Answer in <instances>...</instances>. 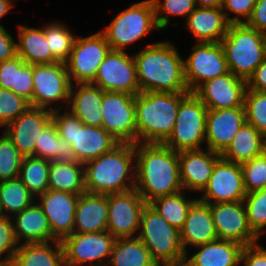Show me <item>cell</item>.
Listing matches in <instances>:
<instances>
[{"label":"cell","mask_w":266,"mask_h":266,"mask_svg":"<svg viewBox=\"0 0 266 266\" xmlns=\"http://www.w3.org/2000/svg\"><path fill=\"white\" fill-rule=\"evenodd\" d=\"M221 154L207 149L179 152V172L183 190L203 191Z\"/></svg>","instance_id":"23"},{"label":"cell","mask_w":266,"mask_h":266,"mask_svg":"<svg viewBox=\"0 0 266 266\" xmlns=\"http://www.w3.org/2000/svg\"><path fill=\"white\" fill-rule=\"evenodd\" d=\"M156 266H194L192 261L187 257V254L170 261L158 262Z\"/></svg>","instance_id":"53"},{"label":"cell","mask_w":266,"mask_h":266,"mask_svg":"<svg viewBox=\"0 0 266 266\" xmlns=\"http://www.w3.org/2000/svg\"><path fill=\"white\" fill-rule=\"evenodd\" d=\"M12 219L14 234L17 243H43L53 241V234L50 229L47 217L41 206L35 201L26 209L17 213Z\"/></svg>","instance_id":"28"},{"label":"cell","mask_w":266,"mask_h":266,"mask_svg":"<svg viewBox=\"0 0 266 266\" xmlns=\"http://www.w3.org/2000/svg\"><path fill=\"white\" fill-rule=\"evenodd\" d=\"M14 6L11 0H0V19L9 13V10ZM3 27V25L0 24Z\"/></svg>","instance_id":"55"},{"label":"cell","mask_w":266,"mask_h":266,"mask_svg":"<svg viewBox=\"0 0 266 266\" xmlns=\"http://www.w3.org/2000/svg\"><path fill=\"white\" fill-rule=\"evenodd\" d=\"M261 38H262V45H263L264 54L266 57V30L261 32Z\"/></svg>","instance_id":"57"},{"label":"cell","mask_w":266,"mask_h":266,"mask_svg":"<svg viewBox=\"0 0 266 266\" xmlns=\"http://www.w3.org/2000/svg\"><path fill=\"white\" fill-rule=\"evenodd\" d=\"M11 217L0 216V262L12 260L18 248ZM5 255L3 258L1 256ZM2 258V259H1Z\"/></svg>","instance_id":"47"},{"label":"cell","mask_w":266,"mask_h":266,"mask_svg":"<svg viewBox=\"0 0 266 266\" xmlns=\"http://www.w3.org/2000/svg\"><path fill=\"white\" fill-rule=\"evenodd\" d=\"M184 80L189 92L204 82L229 72L220 42H197L192 53L183 60Z\"/></svg>","instance_id":"13"},{"label":"cell","mask_w":266,"mask_h":266,"mask_svg":"<svg viewBox=\"0 0 266 266\" xmlns=\"http://www.w3.org/2000/svg\"><path fill=\"white\" fill-rule=\"evenodd\" d=\"M218 239L249 246L260 239L250 228L243 201L209 204Z\"/></svg>","instance_id":"17"},{"label":"cell","mask_w":266,"mask_h":266,"mask_svg":"<svg viewBox=\"0 0 266 266\" xmlns=\"http://www.w3.org/2000/svg\"><path fill=\"white\" fill-rule=\"evenodd\" d=\"M44 33L52 55L59 62H66L71 54L76 37L62 23L45 24Z\"/></svg>","instance_id":"40"},{"label":"cell","mask_w":266,"mask_h":266,"mask_svg":"<svg viewBox=\"0 0 266 266\" xmlns=\"http://www.w3.org/2000/svg\"><path fill=\"white\" fill-rule=\"evenodd\" d=\"M84 178L86 192L94 194L108 195L135 188V144L119 143L111 151L85 163Z\"/></svg>","instance_id":"3"},{"label":"cell","mask_w":266,"mask_h":266,"mask_svg":"<svg viewBox=\"0 0 266 266\" xmlns=\"http://www.w3.org/2000/svg\"><path fill=\"white\" fill-rule=\"evenodd\" d=\"M242 244L216 239L206 244L195 246L197 251L189 259L194 266H240Z\"/></svg>","instance_id":"33"},{"label":"cell","mask_w":266,"mask_h":266,"mask_svg":"<svg viewBox=\"0 0 266 266\" xmlns=\"http://www.w3.org/2000/svg\"><path fill=\"white\" fill-rule=\"evenodd\" d=\"M180 239L186 254L189 245L195 247L218 239L209 204L199 199L192 204L180 230Z\"/></svg>","instance_id":"24"},{"label":"cell","mask_w":266,"mask_h":266,"mask_svg":"<svg viewBox=\"0 0 266 266\" xmlns=\"http://www.w3.org/2000/svg\"><path fill=\"white\" fill-rule=\"evenodd\" d=\"M115 240L116 238L107 230L96 233H72L61 241L65 266H82L86 262L91 266L108 265L107 258H110Z\"/></svg>","instance_id":"12"},{"label":"cell","mask_w":266,"mask_h":266,"mask_svg":"<svg viewBox=\"0 0 266 266\" xmlns=\"http://www.w3.org/2000/svg\"><path fill=\"white\" fill-rule=\"evenodd\" d=\"M48 186L52 190L83 194L86 192L84 164L79 162L58 164L50 161Z\"/></svg>","instance_id":"36"},{"label":"cell","mask_w":266,"mask_h":266,"mask_svg":"<svg viewBox=\"0 0 266 266\" xmlns=\"http://www.w3.org/2000/svg\"><path fill=\"white\" fill-rule=\"evenodd\" d=\"M91 83L103 91L137 95L140 88L133 55L129 56L125 51L111 49Z\"/></svg>","instance_id":"16"},{"label":"cell","mask_w":266,"mask_h":266,"mask_svg":"<svg viewBox=\"0 0 266 266\" xmlns=\"http://www.w3.org/2000/svg\"><path fill=\"white\" fill-rule=\"evenodd\" d=\"M137 237L144 243L158 263L186 255L180 231L170 225L149 203L146 204Z\"/></svg>","instance_id":"8"},{"label":"cell","mask_w":266,"mask_h":266,"mask_svg":"<svg viewBox=\"0 0 266 266\" xmlns=\"http://www.w3.org/2000/svg\"><path fill=\"white\" fill-rule=\"evenodd\" d=\"M0 88L13 91L32 106L33 65L18 55L0 63Z\"/></svg>","instance_id":"31"},{"label":"cell","mask_w":266,"mask_h":266,"mask_svg":"<svg viewBox=\"0 0 266 266\" xmlns=\"http://www.w3.org/2000/svg\"><path fill=\"white\" fill-rule=\"evenodd\" d=\"M108 203L106 194L84 192L76 205L73 233H96L107 230Z\"/></svg>","instance_id":"25"},{"label":"cell","mask_w":266,"mask_h":266,"mask_svg":"<svg viewBox=\"0 0 266 266\" xmlns=\"http://www.w3.org/2000/svg\"><path fill=\"white\" fill-rule=\"evenodd\" d=\"M246 194L266 187V152L240 164Z\"/></svg>","instance_id":"45"},{"label":"cell","mask_w":266,"mask_h":266,"mask_svg":"<svg viewBox=\"0 0 266 266\" xmlns=\"http://www.w3.org/2000/svg\"><path fill=\"white\" fill-rule=\"evenodd\" d=\"M13 259L19 266H65L62 243L58 240L21 243Z\"/></svg>","instance_id":"32"},{"label":"cell","mask_w":266,"mask_h":266,"mask_svg":"<svg viewBox=\"0 0 266 266\" xmlns=\"http://www.w3.org/2000/svg\"><path fill=\"white\" fill-rule=\"evenodd\" d=\"M109 266H156L157 262L138 238H117L114 242Z\"/></svg>","instance_id":"35"},{"label":"cell","mask_w":266,"mask_h":266,"mask_svg":"<svg viewBox=\"0 0 266 266\" xmlns=\"http://www.w3.org/2000/svg\"><path fill=\"white\" fill-rule=\"evenodd\" d=\"M34 156L58 164L78 162L72 146L59 136L53 120L41 130L40 137L36 140Z\"/></svg>","instance_id":"34"},{"label":"cell","mask_w":266,"mask_h":266,"mask_svg":"<svg viewBox=\"0 0 266 266\" xmlns=\"http://www.w3.org/2000/svg\"><path fill=\"white\" fill-rule=\"evenodd\" d=\"M15 56H17L16 41L4 26H0V63L13 59Z\"/></svg>","instance_id":"50"},{"label":"cell","mask_w":266,"mask_h":266,"mask_svg":"<svg viewBox=\"0 0 266 266\" xmlns=\"http://www.w3.org/2000/svg\"><path fill=\"white\" fill-rule=\"evenodd\" d=\"M230 23L222 7H196L187 17L186 28L198 42L217 43L226 35Z\"/></svg>","instance_id":"26"},{"label":"cell","mask_w":266,"mask_h":266,"mask_svg":"<svg viewBox=\"0 0 266 266\" xmlns=\"http://www.w3.org/2000/svg\"><path fill=\"white\" fill-rule=\"evenodd\" d=\"M199 200L206 204L244 201L246 190L240 164L222 158L215 164Z\"/></svg>","instance_id":"18"},{"label":"cell","mask_w":266,"mask_h":266,"mask_svg":"<svg viewBox=\"0 0 266 266\" xmlns=\"http://www.w3.org/2000/svg\"><path fill=\"white\" fill-rule=\"evenodd\" d=\"M247 81L230 71L201 84L193 93L207 109L244 107Z\"/></svg>","instance_id":"19"},{"label":"cell","mask_w":266,"mask_h":266,"mask_svg":"<svg viewBox=\"0 0 266 266\" xmlns=\"http://www.w3.org/2000/svg\"><path fill=\"white\" fill-rule=\"evenodd\" d=\"M243 203L249 226L260 238L266 227V187L246 194Z\"/></svg>","instance_id":"41"},{"label":"cell","mask_w":266,"mask_h":266,"mask_svg":"<svg viewBox=\"0 0 266 266\" xmlns=\"http://www.w3.org/2000/svg\"><path fill=\"white\" fill-rule=\"evenodd\" d=\"M246 24L259 32L266 30V0H256L252 15Z\"/></svg>","instance_id":"51"},{"label":"cell","mask_w":266,"mask_h":266,"mask_svg":"<svg viewBox=\"0 0 266 266\" xmlns=\"http://www.w3.org/2000/svg\"><path fill=\"white\" fill-rule=\"evenodd\" d=\"M244 108L246 123L266 138V92L246 90Z\"/></svg>","instance_id":"42"},{"label":"cell","mask_w":266,"mask_h":266,"mask_svg":"<svg viewBox=\"0 0 266 266\" xmlns=\"http://www.w3.org/2000/svg\"><path fill=\"white\" fill-rule=\"evenodd\" d=\"M220 43L228 70L245 81L253 75L255 69L266 58L261 32L246 23L230 24Z\"/></svg>","instance_id":"6"},{"label":"cell","mask_w":266,"mask_h":266,"mask_svg":"<svg viewBox=\"0 0 266 266\" xmlns=\"http://www.w3.org/2000/svg\"><path fill=\"white\" fill-rule=\"evenodd\" d=\"M19 178L0 182V211L2 215L13 217L36 200Z\"/></svg>","instance_id":"37"},{"label":"cell","mask_w":266,"mask_h":266,"mask_svg":"<svg viewBox=\"0 0 266 266\" xmlns=\"http://www.w3.org/2000/svg\"><path fill=\"white\" fill-rule=\"evenodd\" d=\"M51 120V110L29 106L5 127L4 132L23 156H34L36 140Z\"/></svg>","instance_id":"21"},{"label":"cell","mask_w":266,"mask_h":266,"mask_svg":"<svg viewBox=\"0 0 266 266\" xmlns=\"http://www.w3.org/2000/svg\"><path fill=\"white\" fill-rule=\"evenodd\" d=\"M71 82L64 62L33 65L32 106L53 111L52 103H69Z\"/></svg>","instance_id":"14"},{"label":"cell","mask_w":266,"mask_h":266,"mask_svg":"<svg viewBox=\"0 0 266 266\" xmlns=\"http://www.w3.org/2000/svg\"><path fill=\"white\" fill-rule=\"evenodd\" d=\"M37 198H39L38 204L47 217L53 234V241H62L65 237L71 235L73 233L75 210L79 195L48 189Z\"/></svg>","instance_id":"20"},{"label":"cell","mask_w":266,"mask_h":266,"mask_svg":"<svg viewBox=\"0 0 266 266\" xmlns=\"http://www.w3.org/2000/svg\"><path fill=\"white\" fill-rule=\"evenodd\" d=\"M140 92H189L183 60L170 42H156L133 55Z\"/></svg>","instance_id":"2"},{"label":"cell","mask_w":266,"mask_h":266,"mask_svg":"<svg viewBox=\"0 0 266 266\" xmlns=\"http://www.w3.org/2000/svg\"><path fill=\"white\" fill-rule=\"evenodd\" d=\"M184 190L175 194L161 196L149 204L174 228L182 229L188 210L197 199H186Z\"/></svg>","instance_id":"38"},{"label":"cell","mask_w":266,"mask_h":266,"mask_svg":"<svg viewBox=\"0 0 266 266\" xmlns=\"http://www.w3.org/2000/svg\"><path fill=\"white\" fill-rule=\"evenodd\" d=\"M17 55L27 64H54L59 62L49 48L44 27L41 29L18 25Z\"/></svg>","instance_id":"30"},{"label":"cell","mask_w":266,"mask_h":266,"mask_svg":"<svg viewBox=\"0 0 266 266\" xmlns=\"http://www.w3.org/2000/svg\"><path fill=\"white\" fill-rule=\"evenodd\" d=\"M135 190L146 203L183 191L179 152L161 143H136Z\"/></svg>","instance_id":"1"},{"label":"cell","mask_w":266,"mask_h":266,"mask_svg":"<svg viewBox=\"0 0 266 266\" xmlns=\"http://www.w3.org/2000/svg\"><path fill=\"white\" fill-rule=\"evenodd\" d=\"M266 266V248L258 243L244 246L240 256V265Z\"/></svg>","instance_id":"49"},{"label":"cell","mask_w":266,"mask_h":266,"mask_svg":"<svg viewBox=\"0 0 266 266\" xmlns=\"http://www.w3.org/2000/svg\"><path fill=\"white\" fill-rule=\"evenodd\" d=\"M207 107L190 92L181 102L175 126L163 143L176 152L202 149L206 141Z\"/></svg>","instance_id":"9"},{"label":"cell","mask_w":266,"mask_h":266,"mask_svg":"<svg viewBox=\"0 0 266 266\" xmlns=\"http://www.w3.org/2000/svg\"><path fill=\"white\" fill-rule=\"evenodd\" d=\"M110 50L101 31L87 37H76L71 54L65 62L71 84L73 81L74 85L91 83Z\"/></svg>","instance_id":"11"},{"label":"cell","mask_w":266,"mask_h":266,"mask_svg":"<svg viewBox=\"0 0 266 266\" xmlns=\"http://www.w3.org/2000/svg\"><path fill=\"white\" fill-rule=\"evenodd\" d=\"M266 138L252 125L244 123L230 145L221 154L228 162L242 164L265 151Z\"/></svg>","instance_id":"29"},{"label":"cell","mask_w":266,"mask_h":266,"mask_svg":"<svg viewBox=\"0 0 266 266\" xmlns=\"http://www.w3.org/2000/svg\"><path fill=\"white\" fill-rule=\"evenodd\" d=\"M256 0H223L222 10L230 24L246 23L252 15ZM232 12L236 17H231ZM244 19L242 20L241 19Z\"/></svg>","instance_id":"48"},{"label":"cell","mask_w":266,"mask_h":266,"mask_svg":"<svg viewBox=\"0 0 266 266\" xmlns=\"http://www.w3.org/2000/svg\"><path fill=\"white\" fill-rule=\"evenodd\" d=\"M197 7H222L223 0H195Z\"/></svg>","instance_id":"54"},{"label":"cell","mask_w":266,"mask_h":266,"mask_svg":"<svg viewBox=\"0 0 266 266\" xmlns=\"http://www.w3.org/2000/svg\"><path fill=\"white\" fill-rule=\"evenodd\" d=\"M0 266H19V265L17 264V262L14 259H12V260H8V261L0 262Z\"/></svg>","instance_id":"56"},{"label":"cell","mask_w":266,"mask_h":266,"mask_svg":"<svg viewBox=\"0 0 266 266\" xmlns=\"http://www.w3.org/2000/svg\"><path fill=\"white\" fill-rule=\"evenodd\" d=\"M29 102L11 90L0 88V127H6L28 107Z\"/></svg>","instance_id":"46"},{"label":"cell","mask_w":266,"mask_h":266,"mask_svg":"<svg viewBox=\"0 0 266 266\" xmlns=\"http://www.w3.org/2000/svg\"><path fill=\"white\" fill-rule=\"evenodd\" d=\"M190 92H140L135 95L137 143H161L175 126L180 102Z\"/></svg>","instance_id":"4"},{"label":"cell","mask_w":266,"mask_h":266,"mask_svg":"<svg viewBox=\"0 0 266 266\" xmlns=\"http://www.w3.org/2000/svg\"><path fill=\"white\" fill-rule=\"evenodd\" d=\"M156 22L160 30L165 29L170 21V15L187 17L197 7L195 0H152ZM165 14V15H164Z\"/></svg>","instance_id":"44"},{"label":"cell","mask_w":266,"mask_h":266,"mask_svg":"<svg viewBox=\"0 0 266 266\" xmlns=\"http://www.w3.org/2000/svg\"><path fill=\"white\" fill-rule=\"evenodd\" d=\"M152 29L160 30L154 5L152 0H144L121 11L101 32L112 50L124 51L129 44L150 34Z\"/></svg>","instance_id":"7"},{"label":"cell","mask_w":266,"mask_h":266,"mask_svg":"<svg viewBox=\"0 0 266 266\" xmlns=\"http://www.w3.org/2000/svg\"><path fill=\"white\" fill-rule=\"evenodd\" d=\"M247 90L266 92V58L247 80Z\"/></svg>","instance_id":"52"},{"label":"cell","mask_w":266,"mask_h":266,"mask_svg":"<svg viewBox=\"0 0 266 266\" xmlns=\"http://www.w3.org/2000/svg\"><path fill=\"white\" fill-rule=\"evenodd\" d=\"M53 107L52 120L59 136L72 146L79 163L85 164L111 151L120 142L103 127L83 124L71 111Z\"/></svg>","instance_id":"5"},{"label":"cell","mask_w":266,"mask_h":266,"mask_svg":"<svg viewBox=\"0 0 266 266\" xmlns=\"http://www.w3.org/2000/svg\"><path fill=\"white\" fill-rule=\"evenodd\" d=\"M107 231L117 238H134L140 229L141 215L146 206L135 188L107 195Z\"/></svg>","instance_id":"15"},{"label":"cell","mask_w":266,"mask_h":266,"mask_svg":"<svg viewBox=\"0 0 266 266\" xmlns=\"http://www.w3.org/2000/svg\"><path fill=\"white\" fill-rule=\"evenodd\" d=\"M2 134L0 137V182L19 177L24 157L6 133Z\"/></svg>","instance_id":"43"},{"label":"cell","mask_w":266,"mask_h":266,"mask_svg":"<svg viewBox=\"0 0 266 266\" xmlns=\"http://www.w3.org/2000/svg\"><path fill=\"white\" fill-rule=\"evenodd\" d=\"M74 83L70 88L68 109L85 125L101 127L103 90L92 83Z\"/></svg>","instance_id":"27"},{"label":"cell","mask_w":266,"mask_h":266,"mask_svg":"<svg viewBox=\"0 0 266 266\" xmlns=\"http://www.w3.org/2000/svg\"><path fill=\"white\" fill-rule=\"evenodd\" d=\"M50 161L35 156H24L19 179L27 187L29 192L38 197L44 194L48 189Z\"/></svg>","instance_id":"39"},{"label":"cell","mask_w":266,"mask_h":266,"mask_svg":"<svg viewBox=\"0 0 266 266\" xmlns=\"http://www.w3.org/2000/svg\"><path fill=\"white\" fill-rule=\"evenodd\" d=\"M102 125L120 143H137L135 95L103 91Z\"/></svg>","instance_id":"10"},{"label":"cell","mask_w":266,"mask_h":266,"mask_svg":"<svg viewBox=\"0 0 266 266\" xmlns=\"http://www.w3.org/2000/svg\"><path fill=\"white\" fill-rule=\"evenodd\" d=\"M245 122L244 107L219 110L208 109L205 137L206 149L222 154Z\"/></svg>","instance_id":"22"}]
</instances>
